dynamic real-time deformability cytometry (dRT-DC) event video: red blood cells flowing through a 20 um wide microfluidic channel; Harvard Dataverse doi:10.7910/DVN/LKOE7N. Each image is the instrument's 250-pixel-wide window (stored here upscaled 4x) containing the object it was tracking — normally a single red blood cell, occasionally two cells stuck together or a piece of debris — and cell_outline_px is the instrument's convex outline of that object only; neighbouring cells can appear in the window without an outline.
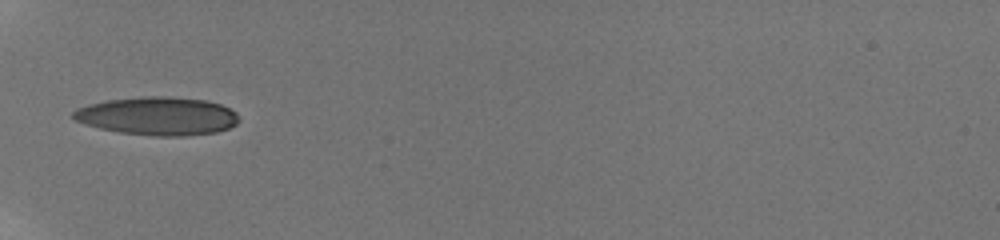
{"species": "human", "species_latin": "Homo sapiens", "temperature_condition": "room temperature", "stored_images_in_passage": 34, "camera_frame_rate_fps": 3000, "um_per_image_px": 0.085, "donor": {"sex": "male"}, "frame": {"image": 1, "passage_image": 1, "time_ms": 0.0, "image_size_px": [1000, 240], "cell_outline_px": [[240, 120], [236, 124], [228, 128], [216, 132], [184, 136], [152, 136], [120, 132], [100, 128], [76, 120], [72, 116], [72, 112], [76, 108], [88, 104], [108, 100], [140, 96], [168, 96], [208, 100], [220, 104], [236, 112], [240, 116]], "centroid_in_image_um": [13.43, 9.85], "position_along_channel_um": 71.6, "area_um2": 37.05}}
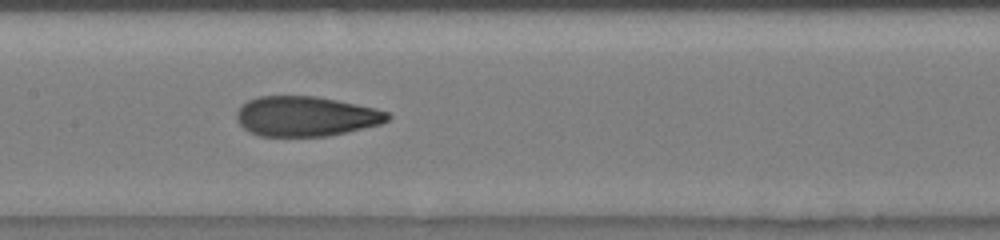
{"frame": {"image": 2, "passage_image": 10, "time_ms": 3.0, "image_size_px": [1000, 240], "cell_outline_px": [[392, 116], [388, 120], [380, 124], [344, 132], [324, 136], [260, 136], [248, 132], [236, 120], [236, 112], [248, 100], [260, 96], [316, 96], [376, 108], [388, 112]], "centroid_in_image_um": [25.98, 9.88], "position_along_channel_um": 181.4, "area_um2": 34.97}}
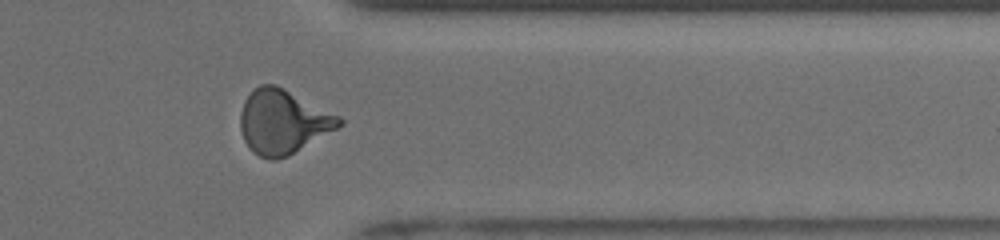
{"frame": {"image": 3, "passage_image": 26, "time_ms": 8.333, "image_size_px": [1000, 240], "cell_outline_px": [[344, 124], [288, 156], [276, 160], [268, 160], [252, 152], [248, 148], [244, 140], [240, 128], [240, 116], [244, 100], [260, 84], [276, 84], [340, 116], [344, 120]], "centroid_in_image_um": [24.04, 10.36], "position_along_channel_um": 387.4, "area_um2": 36.88}, "authors_computed_cell_mechanics": {"area_um2": 35.258, "velocity_mm_per_s": 3.8994, "shape_relaxation_time_tau1_ms": 7.7438, "shape_relaxation_time_tau2_ms": 1.0685, "deformation_change_tau1": 0.2522, "deformation_change_tau2": 0.0834}}